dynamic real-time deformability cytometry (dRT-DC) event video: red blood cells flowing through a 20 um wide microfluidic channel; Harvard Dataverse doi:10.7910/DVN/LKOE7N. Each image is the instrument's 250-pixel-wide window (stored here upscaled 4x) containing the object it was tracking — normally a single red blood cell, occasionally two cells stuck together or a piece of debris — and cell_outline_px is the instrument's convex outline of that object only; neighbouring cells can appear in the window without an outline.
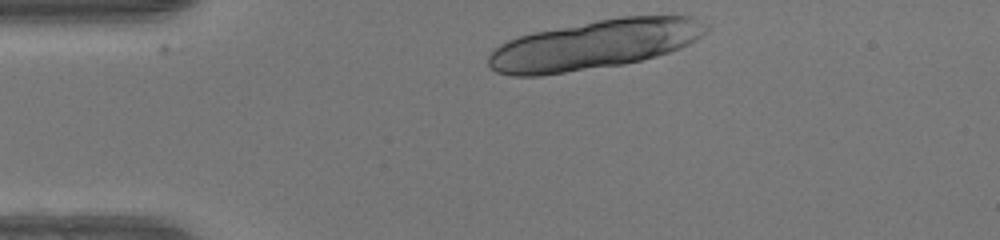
{"species": "human", "species_latin": "Homo sapiens", "temperature_condition": "warm", "stored_images_in_passage": 8, "camera_frame_rate_fps": 3000, "um_per_image_px": 0.085, "donor": {"sex": "female"}, "frame": {"image": 1, "passage_image": 1, "time_ms": 0.0, "image_size_px": [1000, 240], "cell_outline_px": [[712, 28], [696, 40], [680, 48], [656, 56], [624, 64], [540, 76], [512, 76], [496, 72], [488, 64], [488, 56], [500, 44], [508, 40], [532, 32], [596, 20], [624, 16], [692, 16], [708, 24]], "centroid_in_image_um": [50.55, 3.79], "position_along_channel_um": 34.5, "area_um2": 62.66}}